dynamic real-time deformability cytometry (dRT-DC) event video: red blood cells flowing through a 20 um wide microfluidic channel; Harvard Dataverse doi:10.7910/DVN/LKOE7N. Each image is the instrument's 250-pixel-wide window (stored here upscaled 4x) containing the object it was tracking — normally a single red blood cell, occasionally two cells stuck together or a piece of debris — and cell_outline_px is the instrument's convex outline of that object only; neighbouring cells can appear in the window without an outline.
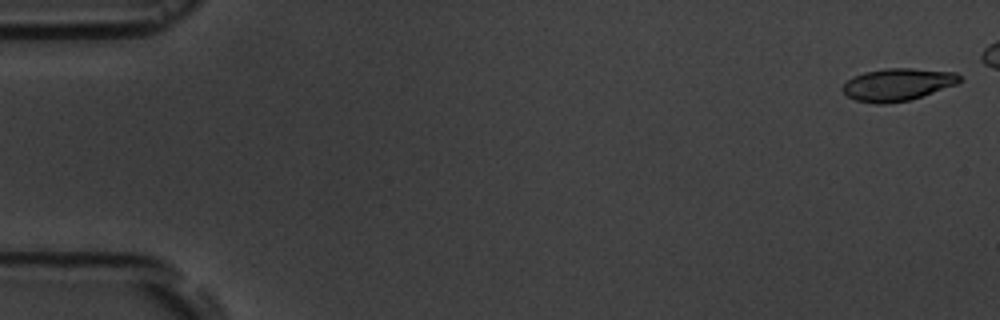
{"species": "common noctule bat (a hibernating species)", "species_latin": "Nyctalus noctula", "temperature_condition": "room temperature", "stored_images_in_passage": 6, "camera_frame_rate_fps": 3000, "um_per_image_px": 0.085, "animal": {"sex": "male", "body_mass_g": 19.5, "forearm_length_mm": 54.6}, "frame": {"image": 1, "passage_image": 1, "time_ms": 0.0, "image_size_px": [1000, 320], "cell_outline_px": [[964, 80], [956, 84], [908, 100], [884, 104], [876, 104], [856, 100], [848, 96], [840, 88], [852, 76], [864, 72], [884, 68], [912, 68], [956, 72]], "centroid_in_image_um": [76.28, 7.17], "position_along_channel_um": 8.7, "area_um2": 22.02}}